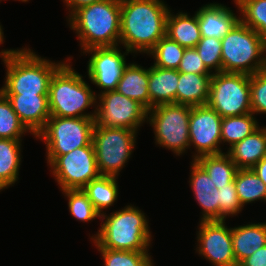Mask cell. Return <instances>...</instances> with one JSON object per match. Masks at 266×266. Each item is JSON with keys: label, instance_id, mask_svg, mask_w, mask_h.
I'll use <instances>...</instances> for the list:
<instances>
[{"label": "cell", "instance_id": "6da1fadb", "mask_svg": "<svg viewBox=\"0 0 266 266\" xmlns=\"http://www.w3.org/2000/svg\"><path fill=\"white\" fill-rule=\"evenodd\" d=\"M190 165L189 186L202 208L200 221L226 220L243 210L234 183L238 167L226 153L200 156Z\"/></svg>", "mask_w": 266, "mask_h": 266}, {"label": "cell", "instance_id": "7a4b0ae2", "mask_svg": "<svg viewBox=\"0 0 266 266\" xmlns=\"http://www.w3.org/2000/svg\"><path fill=\"white\" fill-rule=\"evenodd\" d=\"M164 0H121L120 42L132 53L147 54L166 35L170 8Z\"/></svg>", "mask_w": 266, "mask_h": 266}, {"label": "cell", "instance_id": "3957f363", "mask_svg": "<svg viewBox=\"0 0 266 266\" xmlns=\"http://www.w3.org/2000/svg\"><path fill=\"white\" fill-rule=\"evenodd\" d=\"M0 58L6 68L3 94L48 95L52 76L66 62L42 58L29 47L2 49Z\"/></svg>", "mask_w": 266, "mask_h": 266}, {"label": "cell", "instance_id": "277c9868", "mask_svg": "<svg viewBox=\"0 0 266 266\" xmlns=\"http://www.w3.org/2000/svg\"><path fill=\"white\" fill-rule=\"evenodd\" d=\"M68 25L84 51L94 47H113L120 42L121 0H100L77 9Z\"/></svg>", "mask_w": 266, "mask_h": 266}, {"label": "cell", "instance_id": "5b68a950", "mask_svg": "<svg viewBox=\"0 0 266 266\" xmlns=\"http://www.w3.org/2000/svg\"><path fill=\"white\" fill-rule=\"evenodd\" d=\"M101 226L90 239L96 248L127 251H149L152 233L145 213L136 206L126 205L100 217Z\"/></svg>", "mask_w": 266, "mask_h": 266}, {"label": "cell", "instance_id": "8992f818", "mask_svg": "<svg viewBox=\"0 0 266 266\" xmlns=\"http://www.w3.org/2000/svg\"><path fill=\"white\" fill-rule=\"evenodd\" d=\"M71 59L68 57L51 78L48 93L50 114L58 117L95 118L97 93L75 71L70 64ZM93 106V113H85L86 109Z\"/></svg>", "mask_w": 266, "mask_h": 266}, {"label": "cell", "instance_id": "52a82bcc", "mask_svg": "<svg viewBox=\"0 0 266 266\" xmlns=\"http://www.w3.org/2000/svg\"><path fill=\"white\" fill-rule=\"evenodd\" d=\"M222 72L253 75L266 68V42L240 20L221 39Z\"/></svg>", "mask_w": 266, "mask_h": 266}, {"label": "cell", "instance_id": "ba28073f", "mask_svg": "<svg viewBox=\"0 0 266 266\" xmlns=\"http://www.w3.org/2000/svg\"><path fill=\"white\" fill-rule=\"evenodd\" d=\"M95 118L50 116L45 127L35 136L46 145L47 164L58 156L92 142Z\"/></svg>", "mask_w": 266, "mask_h": 266}, {"label": "cell", "instance_id": "9c48e42d", "mask_svg": "<svg viewBox=\"0 0 266 266\" xmlns=\"http://www.w3.org/2000/svg\"><path fill=\"white\" fill-rule=\"evenodd\" d=\"M137 133L132 129L94 125L92 143L100 175L118 177L135 150Z\"/></svg>", "mask_w": 266, "mask_h": 266}, {"label": "cell", "instance_id": "30bf717a", "mask_svg": "<svg viewBox=\"0 0 266 266\" xmlns=\"http://www.w3.org/2000/svg\"><path fill=\"white\" fill-rule=\"evenodd\" d=\"M191 107L182 104H161L147 112V122L153 128L159 147L180 156L189 148V120Z\"/></svg>", "mask_w": 266, "mask_h": 266}, {"label": "cell", "instance_id": "8fae6325", "mask_svg": "<svg viewBox=\"0 0 266 266\" xmlns=\"http://www.w3.org/2000/svg\"><path fill=\"white\" fill-rule=\"evenodd\" d=\"M250 75L244 73H213L208 105L222 118L252 113Z\"/></svg>", "mask_w": 266, "mask_h": 266}, {"label": "cell", "instance_id": "7c38bea8", "mask_svg": "<svg viewBox=\"0 0 266 266\" xmlns=\"http://www.w3.org/2000/svg\"><path fill=\"white\" fill-rule=\"evenodd\" d=\"M49 168L61 191L83 189L91 180L100 176L92 142L58 156Z\"/></svg>", "mask_w": 266, "mask_h": 266}, {"label": "cell", "instance_id": "4fadbf2b", "mask_svg": "<svg viewBox=\"0 0 266 266\" xmlns=\"http://www.w3.org/2000/svg\"><path fill=\"white\" fill-rule=\"evenodd\" d=\"M99 101V102H98ZM148 110L138 101L130 99L117 90L97 96L95 124L139 131L147 122Z\"/></svg>", "mask_w": 266, "mask_h": 266}, {"label": "cell", "instance_id": "5bb4252c", "mask_svg": "<svg viewBox=\"0 0 266 266\" xmlns=\"http://www.w3.org/2000/svg\"><path fill=\"white\" fill-rule=\"evenodd\" d=\"M222 117L208 104L192 106L189 120V147H194L193 160L204 155L225 153L221 150Z\"/></svg>", "mask_w": 266, "mask_h": 266}, {"label": "cell", "instance_id": "9a60e30c", "mask_svg": "<svg viewBox=\"0 0 266 266\" xmlns=\"http://www.w3.org/2000/svg\"><path fill=\"white\" fill-rule=\"evenodd\" d=\"M119 45L113 47H94L83 52L91 54L87 62V75L93 85L99 87L101 91L96 94H102L107 91L117 89L126 63V56L129 55L127 49L121 52Z\"/></svg>", "mask_w": 266, "mask_h": 266}, {"label": "cell", "instance_id": "2e32d148", "mask_svg": "<svg viewBox=\"0 0 266 266\" xmlns=\"http://www.w3.org/2000/svg\"><path fill=\"white\" fill-rule=\"evenodd\" d=\"M196 252L212 266H238L225 220L199 221Z\"/></svg>", "mask_w": 266, "mask_h": 266}, {"label": "cell", "instance_id": "e0dca14e", "mask_svg": "<svg viewBox=\"0 0 266 266\" xmlns=\"http://www.w3.org/2000/svg\"><path fill=\"white\" fill-rule=\"evenodd\" d=\"M20 121L35 137L51 116L48 95L4 94Z\"/></svg>", "mask_w": 266, "mask_h": 266}, {"label": "cell", "instance_id": "ac0fdd59", "mask_svg": "<svg viewBox=\"0 0 266 266\" xmlns=\"http://www.w3.org/2000/svg\"><path fill=\"white\" fill-rule=\"evenodd\" d=\"M195 13L201 37H214L220 40L240 20L230 7L216 2L199 7Z\"/></svg>", "mask_w": 266, "mask_h": 266}, {"label": "cell", "instance_id": "d6986e66", "mask_svg": "<svg viewBox=\"0 0 266 266\" xmlns=\"http://www.w3.org/2000/svg\"><path fill=\"white\" fill-rule=\"evenodd\" d=\"M227 149L226 154L238 169H252L266 157V127L260 126L251 135Z\"/></svg>", "mask_w": 266, "mask_h": 266}, {"label": "cell", "instance_id": "ffe728a7", "mask_svg": "<svg viewBox=\"0 0 266 266\" xmlns=\"http://www.w3.org/2000/svg\"><path fill=\"white\" fill-rule=\"evenodd\" d=\"M179 81L177 69L149 67L148 90L150 109L161 104H176V92Z\"/></svg>", "mask_w": 266, "mask_h": 266}, {"label": "cell", "instance_id": "44dd1931", "mask_svg": "<svg viewBox=\"0 0 266 266\" xmlns=\"http://www.w3.org/2000/svg\"><path fill=\"white\" fill-rule=\"evenodd\" d=\"M234 257L238 265L266 245V222L247 223L231 228Z\"/></svg>", "mask_w": 266, "mask_h": 266}, {"label": "cell", "instance_id": "7402d4cb", "mask_svg": "<svg viewBox=\"0 0 266 266\" xmlns=\"http://www.w3.org/2000/svg\"><path fill=\"white\" fill-rule=\"evenodd\" d=\"M212 75L179 72L176 104L189 106L206 105L209 100Z\"/></svg>", "mask_w": 266, "mask_h": 266}, {"label": "cell", "instance_id": "603a6c76", "mask_svg": "<svg viewBox=\"0 0 266 266\" xmlns=\"http://www.w3.org/2000/svg\"><path fill=\"white\" fill-rule=\"evenodd\" d=\"M148 81L149 68H144L135 62L128 63L116 90L128 98L138 101L147 110H150Z\"/></svg>", "mask_w": 266, "mask_h": 266}, {"label": "cell", "instance_id": "cb8c5ba5", "mask_svg": "<svg viewBox=\"0 0 266 266\" xmlns=\"http://www.w3.org/2000/svg\"><path fill=\"white\" fill-rule=\"evenodd\" d=\"M169 10L166 19V36L186 48L196 47L201 39L197 14L190 15L186 12L171 13Z\"/></svg>", "mask_w": 266, "mask_h": 266}, {"label": "cell", "instance_id": "d4e9b609", "mask_svg": "<svg viewBox=\"0 0 266 266\" xmlns=\"http://www.w3.org/2000/svg\"><path fill=\"white\" fill-rule=\"evenodd\" d=\"M22 139L0 138V191L18 181L22 162Z\"/></svg>", "mask_w": 266, "mask_h": 266}, {"label": "cell", "instance_id": "484cf974", "mask_svg": "<svg viewBox=\"0 0 266 266\" xmlns=\"http://www.w3.org/2000/svg\"><path fill=\"white\" fill-rule=\"evenodd\" d=\"M117 179L115 176L100 175L82 189L100 215H103L104 210L109 209L118 199Z\"/></svg>", "mask_w": 266, "mask_h": 266}, {"label": "cell", "instance_id": "4316f807", "mask_svg": "<svg viewBox=\"0 0 266 266\" xmlns=\"http://www.w3.org/2000/svg\"><path fill=\"white\" fill-rule=\"evenodd\" d=\"M259 127V122L253 113L222 118L221 144L227 143L230 148Z\"/></svg>", "mask_w": 266, "mask_h": 266}, {"label": "cell", "instance_id": "83f0119b", "mask_svg": "<svg viewBox=\"0 0 266 266\" xmlns=\"http://www.w3.org/2000/svg\"><path fill=\"white\" fill-rule=\"evenodd\" d=\"M234 183L243 208L255 201L266 202V185L252 169H238Z\"/></svg>", "mask_w": 266, "mask_h": 266}, {"label": "cell", "instance_id": "f1b7e54d", "mask_svg": "<svg viewBox=\"0 0 266 266\" xmlns=\"http://www.w3.org/2000/svg\"><path fill=\"white\" fill-rule=\"evenodd\" d=\"M240 21L255 30L266 42V0H234Z\"/></svg>", "mask_w": 266, "mask_h": 266}, {"label": "cell", "instance_id": "f546056e", "mask_svg": "<svg viewBox=\"0 0 266 266\" xmlns=\"http://www.w3.org/2000/svg\"><path fill=\"white\" fill-rule=\"evenodd\" d=\"M185 48L168 36L162 37L157 44L147 53L154 59V66L163 69H178Z\"/></svg>", "mask_w": 266, "mask_h": 266}, {"label": "cell", "instance_id": "4dcf8cb0", "mask_svg": "<svg viewBox=\"0 0 266 266\" xmlns=\"http://www.w3.org/2000/svg\"><path fill=\"white\" fill-rule=\"evenodd\" d=\"M31 133L20 121L9 99L0 91V138L22 139Z\"/></svg>", "mask_w": 266, "mask_h": 266}, {"label": "cell", "instance_id": "1f68e13d", "mask_svg": "<svg viewBox=\"0 0 266 266\" xmlns=\"http://www.w3.org/2000/svg\"><path fill=\"white\" fill-rule=\"evenodd\" d=\"M104 261L103 266H155L149 251H127L97 248Z\"/></svg>", "mask_w": 266, "mask_h": 266}, {"label": "cell", "instance_id": "d6a6232c", "mask_svg": "<svg viewBox=\"0 0 266 266\" xmlns=\"http://www.w3.org/2000/svg\"><path fill=\"white\" fill-rule=\"evenodd\" d=\"M62 193L68 200V209L73 218L84 223L96 218L100 219L101 215L82 189H67L63 190Z\"/></svg>", "mask_w": 266, "mask_h": 266}, {"label": "cell", "instance_id": "836d02e7", "mask_svg": "<svg viewBox=\"0 0 266 266\" xmlns=\"http://www.w3.org/2000/svg\"><path fill=\"white\" fill-rule=\"evenodd\" d=\"M195 48L205 66L212 73L222 71L220 39L214 37H201Z\"/></svg>", "mask_w": 266, "mask_h": 266}, {"label": "cell", "instance_id": "e575fe53", "mask_svg": "<svg viewBox=\"0 0 266 266\" xmlns=\"http://www.w3.org/2000/svg\"><path fill=\"white\" fill-rule=\"evenodd\" d=\"M250 95L252 113L266 114V68L250 75Z\"/></svg>", "mask_w": 266, "mask_h": 266}, {"label": "cell", "instance_id": "d590c367", "mask_svg": "<svg viewBox=\"0 0 266 266\" xmlns=\"http://www.w3.org/2000/svg\"><path fill=\"white\" fill-rule=\"evenodd\" d=\"M177 70L182 73L213 74L205 66L195 47L185 49Z\"/></svg>", "mask_w": 266, "mask_h": 266}, {"label": "cell", "instance_id": "8d00e7d4", "mask_svg": "<svg viewBox=\"0 0 266 266\" xmlns=\"http://www.w3.org/2000/svg\"><path fill=\"white\" fill-rule=\"evenodd\" d=\"M238 266H266V245L242 260Z\"/></svg>", "mask_w": 266, "mask_h": 266}, {"label": "cell", "instance_id": "74e56055", "mask_svg": "<svg viewBox=\"0 0 266 266\" xmlns=\"http://www.w3.org/2000/svg\"><path fill=\"white\" fill-rule=\"evenodd\" d=\"M98 1L100 0H63L64 4L69 10L68 11L69 15L67 16V18H69L77 9Z\"/></svg>", "mask_w": 266, "mask_h": 266}, {"label": "cell", "instance_id": "f35d334b", "mask_svg": "<svg viewBox=\"0 0 266 266\" xmlns=\"http://www.w3.org/2000/svg\"><path fill=\"white\" fill-rule=\"evenodd\" d=\"M252 170L266 185V157H263Z\"/></svg>", "mask_w": 266, "mask_h": 266}, {"label": "cell", "instance_id": "ab89813d", "mask_svg": "<svg viewBox=\"0 0 266 266\" xmlns=\"http://www.w3.org/2000/svg\"><path fill=\"white\" fill-rule=\"evenodd\" d=\"M4 42H5L4 41V32H3L2 25H0V44H3Z\"/></svg>", "mask_w": 266, "mask_h": 266}, {"label": "cell", "instance_id": "60d3db41", "mask_svg": "<svg viewBox=\"0 0 266 266\" xmlns=\"http://www.w3.org/2000/svg\"><path fill=\"white\" fill-rule=\"evenodd\" d=\"M2 0H0L1 2ZM16 1V0H15ZM18 1H22V2H28L29 0H18Z\"/></svg>", "mask_w": 266, "mask_h": 266}]
</instances>
